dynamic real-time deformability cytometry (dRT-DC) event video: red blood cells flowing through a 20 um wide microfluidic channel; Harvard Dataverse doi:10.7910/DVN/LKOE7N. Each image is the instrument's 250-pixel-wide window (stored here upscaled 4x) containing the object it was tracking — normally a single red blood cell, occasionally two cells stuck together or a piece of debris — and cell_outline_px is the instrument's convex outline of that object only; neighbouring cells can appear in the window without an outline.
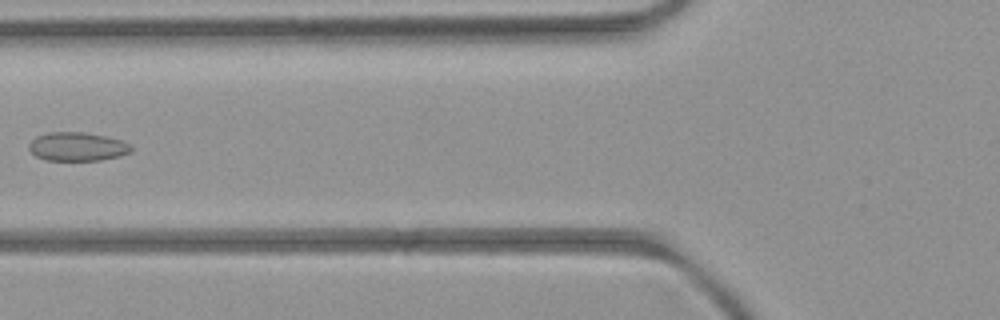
{"species": "common noctule bat (a hibernating species)", "species_latin": "Nyctalus noctula", "temperature_condition": "room temperature", "stored_images_in_passage": 7, "camera_frame_rate_fps": 3000, "um_per_image_px": 0.085, "animal": {"sex": "female", "body_mass_g": 21.9}, "frame": {"image": 1, "passage_image": 5, "time_ms": 4.667, "image_size_px": [1000, 320], "cell_outline_px": [[132, 152], [120, 156], [100, 160], [44, 160], [36, 156], [28, 148], [28, 144], [36, 136], [48, 132], [84, 132], [104, 136], [120, 140], [132, 144]], "centroid_in_image_um": [6.58, 12.46], "position_along_channel_um": 119.2, "area_um2": 17.17}}
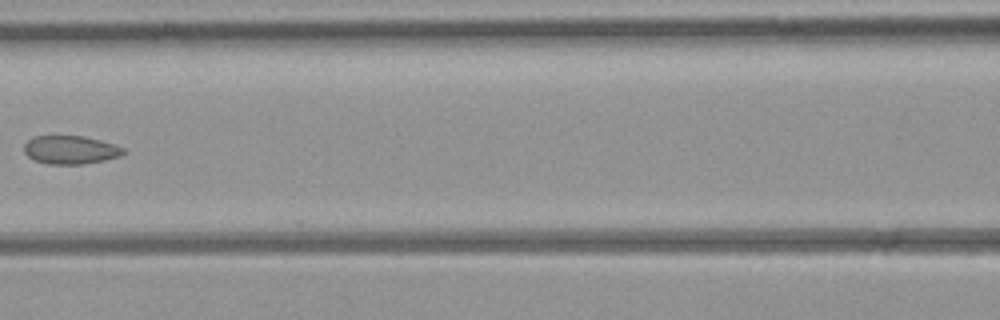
{"frame": {"image": 2, "passage_image": 6, "time_ms": 5.667, "image_size_px": [1000, 320], "cell_outline_px": [[124, 152], [120, 156], [104, 160], [84, 164], [48, 164], [36, 160], [28, 156], [24, 152], [24, 144], [32, 136], [84, 136], [100, 140], [124, 148]], "centroid_in_image_um": [5.96, 12.73], "position_along_channel_um": 160.6, "area_um2": 16.3}}
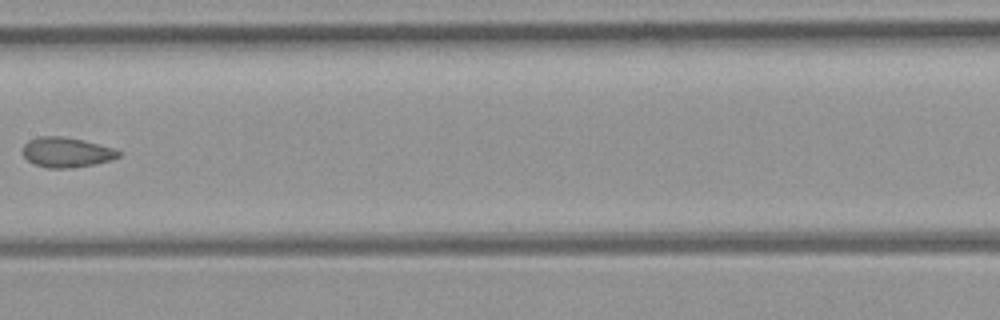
{"frame": {"image": 3, "passage_image": 7, "time_ms": 6.667, "image_size_px": [1000, 320], "cell_outline_px": [[124, 152], [120, 156], [112, 160], [96, 164], [68, 168], [48, 168], [32, 164], [24, 156], [24, 144], [28, 140], [40, 136], [60, 136], [84, 140], [112, 148]], "centroid_in_image_um": [5.67, 12.95], "position_along_channel_um": 201.7, "area_um2": 16.82}}